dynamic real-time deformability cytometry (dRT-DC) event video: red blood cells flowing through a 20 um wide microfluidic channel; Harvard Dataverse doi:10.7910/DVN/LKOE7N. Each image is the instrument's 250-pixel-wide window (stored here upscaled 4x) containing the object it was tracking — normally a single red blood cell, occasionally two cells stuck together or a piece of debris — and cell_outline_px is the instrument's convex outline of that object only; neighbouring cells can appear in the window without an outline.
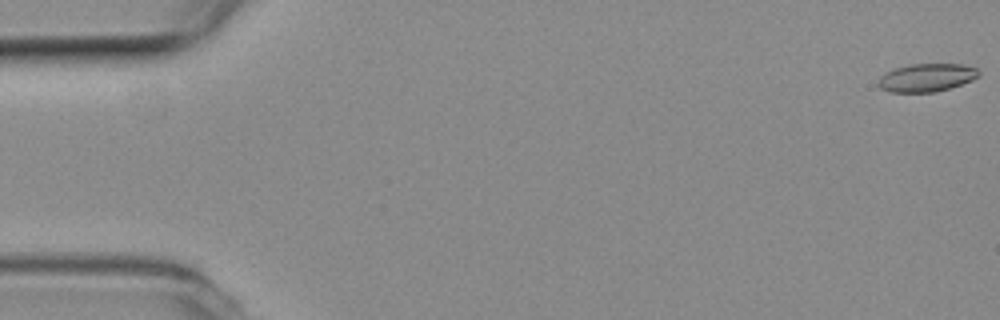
{"species": "common noctule bat (a hibernating species)", "species_latin": "Nyctalus noctula", "temperature_condition": "room temperature", "stored_images_in_passage": 16, "camera_frame_rate_fps": 3000, "um_per_image_px": 0.085, "animal": {"sex": "female", "body_mass_g": 19.3, "forearm_length_mm": 54.1}, "frame": {"image": 1, "passage_image": 1, "time_ms": 0.0, "image_size_px": [1000, 320], "cell_outline_px": [[980, 76], [972, 80], [936, 92], [888, 92], [880, 88], [876, 84], [876, 80], [884, 72], [896, 68], [912, 64], [964, 64], [976, 68], [980, 72]], "centroid_in_image_um": [78.72, 6.6], "position_along_channel_um": 6.3, "area_um2": 16.59}}
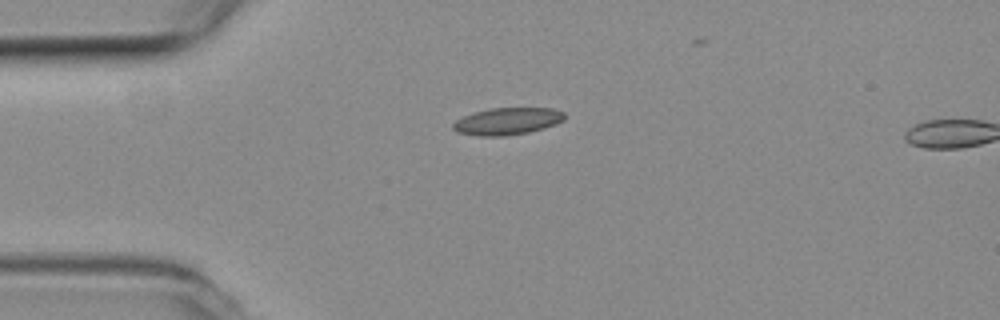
{"frame": {"image": 2, "passage_image": 14, "time_ms": 4.333, "image_size_px": [1000, 320], "cell_outline_px": [[564, 120], [556, 124], [544, 128], [528, 132], [504, 136], [480, 136], [456, 132], [452, 128], [452, 124], [456, 120], [464, 116], [488, 108], [552, 108], [564, 112]], "centroid_in_image_um": [43.12, 10.3], "position_along_channel_um": 41.9, "area_um2": 17.57}}